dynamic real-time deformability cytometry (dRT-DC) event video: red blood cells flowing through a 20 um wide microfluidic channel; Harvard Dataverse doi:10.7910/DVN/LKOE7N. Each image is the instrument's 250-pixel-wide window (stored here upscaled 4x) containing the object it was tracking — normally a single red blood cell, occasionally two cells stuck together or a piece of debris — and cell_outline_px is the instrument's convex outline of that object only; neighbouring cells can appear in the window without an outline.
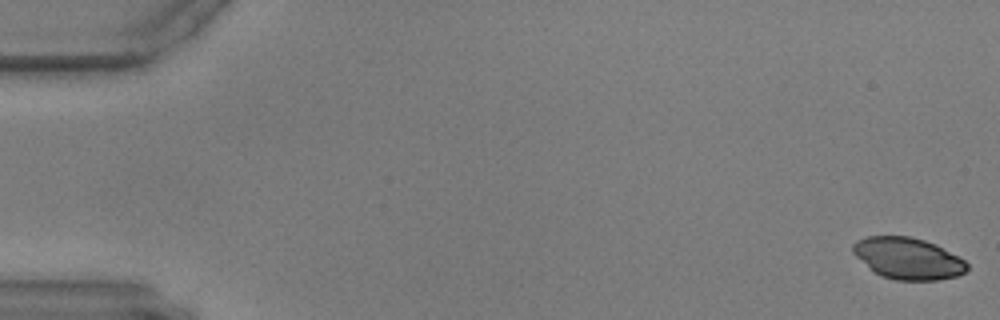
{"species": "common noctule bat (a hibernating species)", "species_latin": "Nyctalus noctula", "temperature_condition": "warm", "stored_images_in_passage": 58, "camera_frame_rate_fps": 3000, "um_per_image_px": 0.085, "animal": {"sex": "male", "body_mass_g": 17.9, "forearm_length_mm": 54.2}, "frame": {"image": 1, "passage_image": 1, "time_ms": 0.0, "image_size_px": [1000, 320], "cell_outline_px": [[968, 268], [964, 272], [956, 276], [936, 280], [896, 280], [880, 276], [856, 256], [852, 252], [852, 244], [856, 240], [868, 236], [908, 236], [924, 240], [936, 244], [964, 260], [968, 264]], "centroid_in_image_um": [77.16, 21.96], "position_along_channel_um": 7.8, "area_um2": 27.46}}